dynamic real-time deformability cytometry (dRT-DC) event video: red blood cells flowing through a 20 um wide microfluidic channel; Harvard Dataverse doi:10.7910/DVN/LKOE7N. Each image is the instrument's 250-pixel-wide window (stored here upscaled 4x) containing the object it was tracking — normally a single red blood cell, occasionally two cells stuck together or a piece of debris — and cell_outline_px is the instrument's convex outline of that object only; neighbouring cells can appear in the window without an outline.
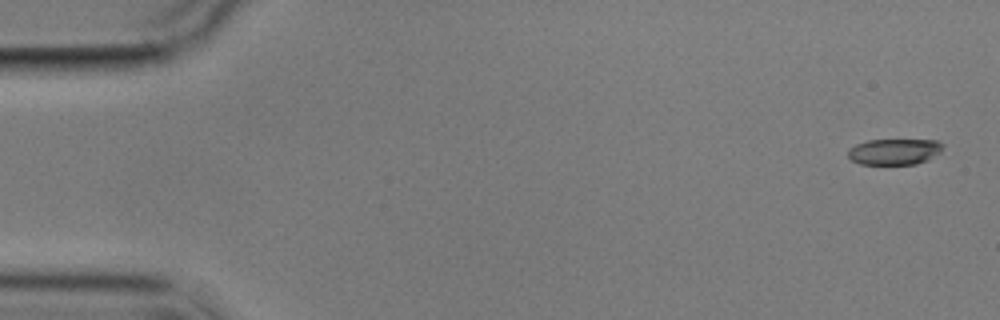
{"species": "common noctule bat (a hibernating species)", "species_latin": "Nyctalus noctula", "temperature_condition": "cold", "stored_images_in_passage": 5, "camera_frame_rate_fps": 3000, "um_per_image_px": 0.085, "animal": {"sex": "male", "body_mass_g": 17.9}, "frame": {"image": 1, "passage_image": 1, "time_ms": 0.0, "image_size_px": [1000, 320], "cell_outline_px": [[944, 144], [940, 152], [928, 160], [916, 164], [860, 164], [852, 160], [848, 156], [848, 148], [856, 144], [868, 140], [936, 140]], "centroid_in_image_um": [76.02, 12.89], "position_along_channel_um": 9.0, "area_um2": 14.39}}
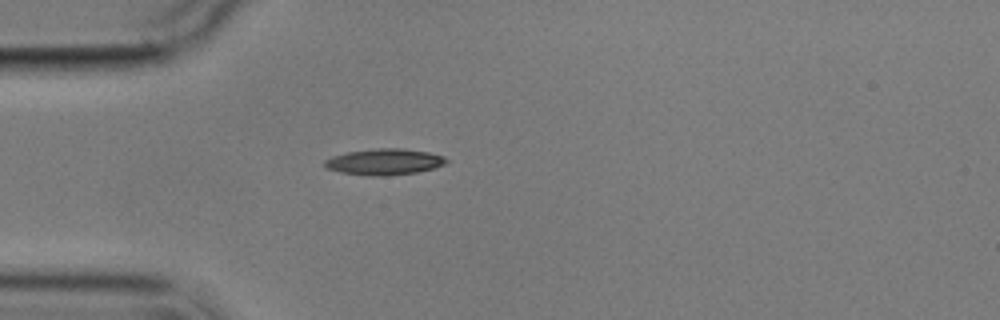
{"frame": {"image": 2, "passage_image": 5, "time_ms": 4.667, "image_size_px": [1000, 320], "cell_outline_px": [[448, 160], [444, 164], [436, 168], [416, 172], [384, 176], [372, 176], [340, 172], [324, 168], [324, 160], [332, 156], [348, 152], [376, 148], [404, 148], [428, 152], [444, 156]], "centroid_in_image_um": [32.66, 13.75], "position_along_channel_um": 52.3, "area_um2": 18.61}}